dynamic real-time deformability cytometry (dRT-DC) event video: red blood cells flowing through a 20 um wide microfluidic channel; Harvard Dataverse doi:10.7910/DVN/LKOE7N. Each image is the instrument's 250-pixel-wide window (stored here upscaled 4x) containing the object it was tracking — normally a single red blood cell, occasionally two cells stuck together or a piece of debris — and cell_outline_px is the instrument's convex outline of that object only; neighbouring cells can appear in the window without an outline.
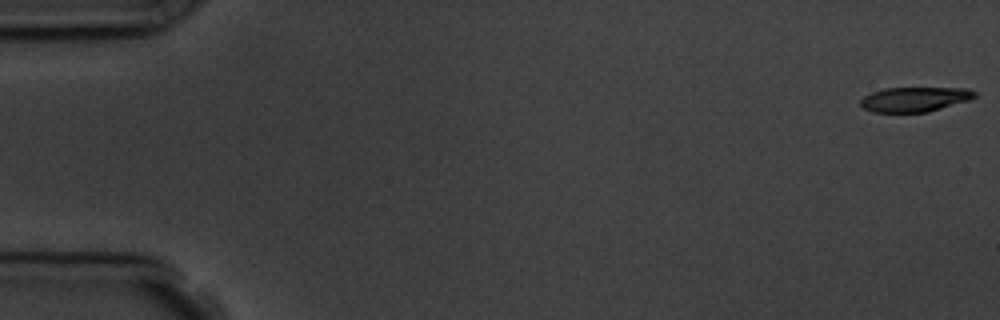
{"species": "common noctule bat (a hibernating species)", "species_latin": "Nyctalus noctula", "temperature_condition": "room temperature", "stored_images_in_passage": 5, "camera_frame_rate_fps": 3000, "um_per_image_px": 0.085, "animal": {"sex": "male", "body_mass_g": 19.5, "forearm_length_mm": 54.6}, "frame": {"image": 1, "passage_image": 1, "time_ms": 0.0, "image_size_px": [1000, 320], "cell_outline_px": [[980, 96], [968, 100], [928, 112], [872, 112], [864, 108], [860, 104], [860, 100], [864, 96], [872, 92], [884, 88], [968, 88], [976, 92]], "centroid_in_image_um": [77.77, 8.43], "position_along_channel_um": 7.2, "area_um2": 16.47}}
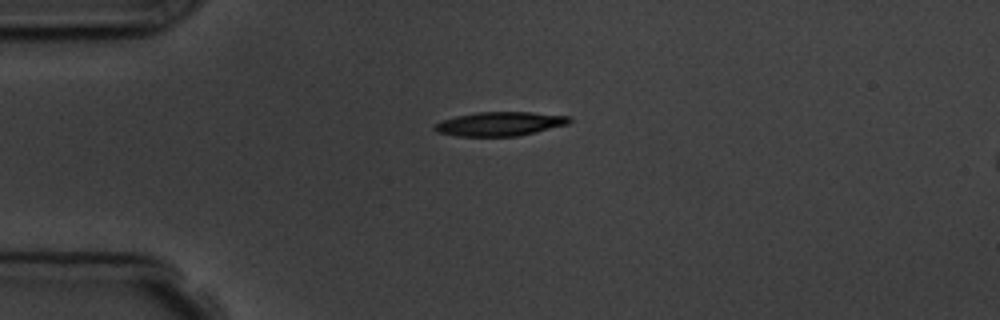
{"frame": {"image": 2, "passage_image": 4, "time_ms": 4.333, "image_size_px": [1000, 320], "cell_outline_px": [[572, 120], [568, 124], [536, 132], [516, 136], [456, 136], [436, 132], [432, 128], [436, 124], [444, 120], [456, 116], [476, 112], [532, 112], [572, 116]], "centroid_in_image_um": [42.52, 10.52], "position_along_channel_um": 42.5, "area_um2": 18.9}}